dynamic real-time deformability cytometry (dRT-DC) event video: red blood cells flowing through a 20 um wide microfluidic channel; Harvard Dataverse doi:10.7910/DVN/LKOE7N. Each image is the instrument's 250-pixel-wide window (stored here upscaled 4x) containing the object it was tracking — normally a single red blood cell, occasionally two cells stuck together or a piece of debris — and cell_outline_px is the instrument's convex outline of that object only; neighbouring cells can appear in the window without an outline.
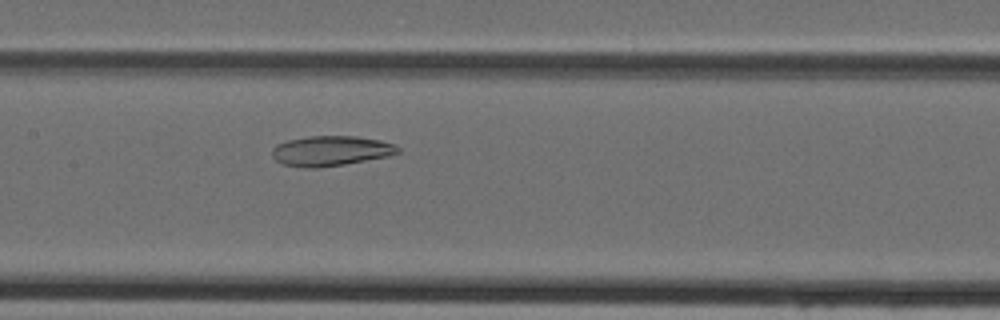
{"species": "Egyptian fruit bat (a non-hibernating species)", "species_latin": "Rousettus aegyptiacus", "temperature_condition": "cold", "stored_images_in_passage": 46, "camera_frame_rate_fps": 3000, "um_per_image_px": 0.085, "animal": {"sex": "female"}, "frame": {"image": 1, "passage_image": 22, "time_ms": 7.0, "image_size_px": [1000, 320], "cell_outline_px": [[400, 152], [388, 156], [344, 164], [316, 168], [304, 168], [280, 164], [272, 156], [272, 148], [276, 144], [288, 140], [308, 136], [356, 136], [380, 140], [392, 144], [400, 148]], "centroid_in_image_um": [28.07, 12.82], "position_along_channel_um": 179.3, "area_um2": 22.08}}
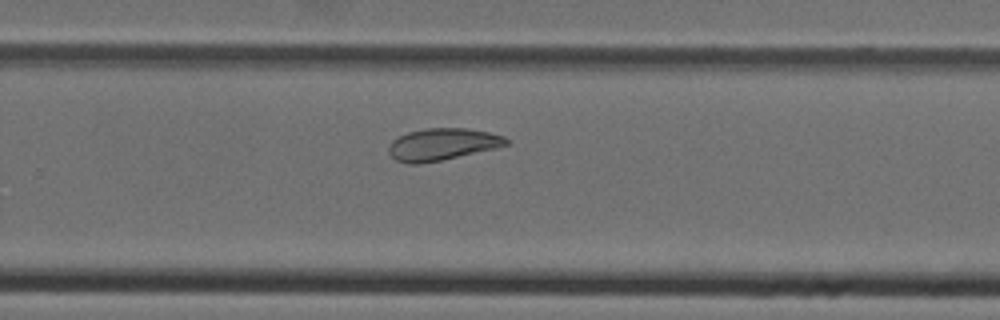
{"frame": {"image": 2, "passage_image": 30, "time_ms": 9.667, "image_size_px": [1000, 320], "cell_outline_px": [[508, 144], [496, 148], [440, 160], [420, 164], [408, 164], [396, 160], [388, 152], [388, 148], [392, 140], [408, 132], [424, 128], [464, 128], [488, 132], [504, 136], [508, 140]], "centroid_in_image_um": [37.57, 12.26], "position_along_channel_um": 292.2, "area_um2": 21.73}}
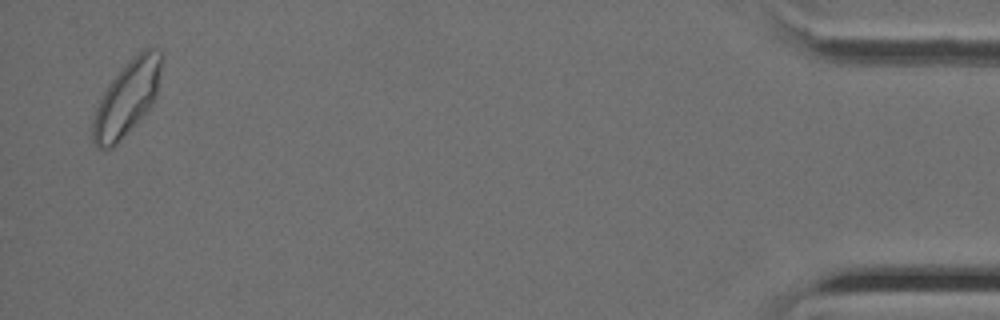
{"frame": {"image": 3, "passage_image": 45, "time_ms": 14.667, "image_size_px": [1000, 320], "cell_outline_px": [[164, 56], [156, 96], [152, 104], [116, 144], [112, 148], [104, 152], [96, 148], [92, 140], [92, 120], [96, 108], [104, 92], [112, 80], [124, 64], [128, 60], [144, 48], [152, 48], [164, 52]], "centroid_in_image_um": [10.79, 8.33], "position_along_channel_um": 424.4, "area_um2": 29.82}}